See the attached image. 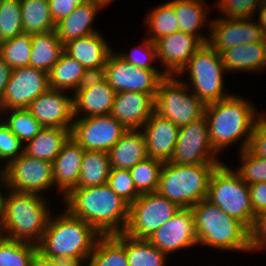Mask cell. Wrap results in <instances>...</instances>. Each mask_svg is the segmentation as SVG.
<instances>
[{
    "label": "cell",
    "instance_id": "f546056e",
    "mask_svg": "<svg viewBox=\"0 0 266 266\" xmlns=\"http://www.w3.org/2000/svg\"><path fill=\"white\" fill-rule=\"evenodd\" d=\"M70 130L58 127H43L32 140L24 145V153L52 163L70 138Z\"/></svg>",
    "mask_w": 266,
    "mask_h": 266
},
{
    "label": "cell",
    "instance_id": "ee69618b",
    "mask_svg": "<svg viewBox=\"0 0 266 266\" xmlns=\"http://www.w3.org/2000/svg\"><path fill=\"white\" fill-rule=\"evenodd\" d=\"M107 185L129 205L137 200L140 194L135 188L130 170L111 169Z\"/></svg>",
    "mask_w": 266,
    "mask_h": 266
},
{
    "label": "cell",
    "instance_id": "836d02e7",
    "mask_svg": "<svg viewBox=\"0 0 266 266\" xmlns=\"http://www.w3.org/2000/svg\"><path fill=\"white\" fill-rule=\"evenodd\" d=\"M20 2L23 33H46L56 28L48 0H20Z\"/></svg>",
    "mask_w": 266,
    "mask_h": 266
},
{
    "label": "cell",
    "instance_id": "ba28073f",
    "mask_svg": "<svg viewBox=\"0 0 266 266\" xmlns=\"http://www.w3.org/2000/svg\"><path fill=\"white\" fill-rule=\"evenodd\" d=\"M206 199L251 230L255 213L251 204L249 185L225 162L213 171Z\"/></svg>",
    "mask_w": 266,
    "mask_h": 266
},
{
    "label": "cell",
    "instance_id": "d6a6232c",
    "mask_svg": "<svg viewBox=\"0 0 266 266\" xmlns=\"http://www.w3.org/2000/svg\"><path fill=\"white\" fill-rule=\"evenodd\" d=\"M110 171L111 165L107 152L85 150L81 163L79 182L75 188L107 184Z\"/></svg>",
    "mask_w": 266,
    "mask_h": 266
},
{
    "label": "cell",
    "instance_id": "d590c367",
    "mask_svg": "<svg viewBox=\"0 0 266 266\" xmlns=\"http://www.w3.org/2000/svg\"><path fill=\"white\" fill-rule=\"evenodd\" d=\"M125 251L129 266H167L168 256L147 239L125 234Z\"/></svg>",
    "mask_w": 266,
    "mask_h": 266
},
{
    "label": "cell",
    "instance_id": "44dd1931",
    "mask_svg": "<svg viewBox=\"0 0 266 266\" xmlns=\"http://www.w3.org/2000/svg\"><path fill=\"white\" fill-rule=\"evenodd\" d=\"M155 96L142 92L116 93L110 114L127 130H140L154 113Z\"/></svg>",
    "mask_w": 266,
    "mask_h": 266
},
{
    "label": "cell",
    "instance_id": "681fc988",
    "mask_svg": "<svg viewBox=\"0 0 266 266\" xmlns=\"http://www.w3.org/2000/svg\"><path fill=\"white\" fill-rule=\"evenodd\" d=\"M52 20L56 24L77 8V0H48Z\"/></svg>",
    "mask_w": 266,
    "mask_h": 266
},
{
    "label": "cell",
    "instance_id": "1f68e13d",
    "mask_svg": "<svg viewBox=\"0 0 266 266\" xmlns=\"http://www.w3.org/2000/svg\"><path fill=\"white\" fill-rule=\"evenodd\" d=\"M86 266H129L125 251V233L101 235Z\"/></svg>",
    "mask_w": 266,
    "mask_h": 266
},
{
    "label": "cell",
    "instance_id": "603a6c76",
    "mask_svg": "<svg viewBox=\"0 0 266 266\" xmlns=\"http://www.w3.org/2000/svg\"><path fill=\"white\" fill-rule=\"evenodd\" d=\"M179 127L172 121L153 113L140 129L144 135L150 158L169 162L179 135Z\"/></svg>",
    "mask_w": 266,
    "mask_h": 266
},
{
    "label": "cell",
    "instance_id": "9c48e42d",
    "mask_svg": "<svg viewBox=\"0 0 266 266\" xmlns=\"http://www.w3.org/2000/svg\"><path fill=\"white\" fill-rule=\"evenodd\" d=\"M205 105L177 76H166L158 85L154 112L179 128L204 116Z\"/></svg>",
    "mask_w": 266,
    "mask_h": 266
},
{
    "label": "cell",
    "instance_id": "277c9868",
    "mask_svg": "<svg viewBox=\"0 0 266 266\" xmlns=\"http://www.w3.org/2000/svg\"><path fill=\"white\" fill-rule=\"evenodd\" d=\"M46 197L8 189L0 236L38 245L52 214Z\"/></svg>",
    "mask_w": 266,
    "mask_h": 266
},
{
    "label": "cell",
    "instance_id": "74e56055",
    "mask_svg": "<svg viewBox=\"0 0 266 266\" xmlns=\"http://www.w3.org/2000/svg\"><path fill=\"white\" fill-rule=\"evenodd\" d=\"M38 246L0 236V266H32Z\"/></svg>",
    "mask_w": 266,
    "mask_h": 266
},
{
    "label": "cell",
    "instance_id": "cb8c5ba5",
    "mask_svg": "<svg viewBox=\"0 0 266 266\" xmlns=\"http://www.w3.org/2000/svg\"><path fill=\"white\" fill-rule=\"evenodd\" d=\"M85 150L71 137L52 162L54 188L58 197L64 198L79 182L81 163Z\"/></svg>",
    "mask_w": 266,
    "mask_h": 266
},
{
    "label": "cell",
    "instance_id": "7a4b0ae2",
    "mask_svg": "<svg viewBox=\"0 0 266 266\" xmlns=\"http://www.w3.org/2000/svg\"><path fill=\"white\" fill-rule=\"evenodd\" d=\"M252 102L233 93L205 106L204 116L208 123L211 146L218 155L223 149L239 142L238 152L247 149L254 125L263 113Z\"/></svg>",
    "mask_w": 266,
    "mask_h": 266
},
{
    "label": "cell",
    "instance_id": "bcb514c9",
    "mask_svg": "<svg viewBox=\"0 0 266 266\" xmlns=\"http://www.w3.org/2000/svg\"><path fill=\"white\" fill-rule=\"evenodd\" d=\"M24 153V144L0 118V164L4 168Z\"/></svg>",
    "mask_w": 266,
    "mask_h": 266
},
{
    "label": "cell",
    "instance_id": "8992f818",
    "mask_svg": "<svg viewBox=\"0 0 266 266\" xmlns=\"http://www.w3.org/2000/svg\"><path fill=\"white\" fill-rule=\"evenodd\" d=\"M221 163L175 164L165 162L157 192L180 208H191L206 199L211 175Z\"/></svg>",
    "mask_w": 266,
    "mask_h": 266
},
{
    "label": "cell",
    "instance_id": "680465c9",
    "mask_svg": "<svg viewBox=\"0 0 266 266\" xmlns=\"http://www.w3.org/2000/svg\"><path fill=\"white\" fill-rule=\"evenodd\" d=\"M87 1H89V0H77V6L82 5V4L86 3Z\"/></svg>",
    "mask_w": 266,
    "mask_h": 266
},
{
    "label": "cell",
    "instance_id": "db71d44e",
    "mask_svg": "<svg viewBox=\"0 0 266 266\" xmlns=\"http://www.w3.org/2000/svg\"><path fill=\"white\" fill-rule=\"evenodd\" d=\"M256 15L258 16H255V19H257L256 21L258 25L266 35V3L260 4L259 8L257 9Z\"/></svg>",
    "mask_w": 266,
    "mask_h": 266
},
{
    "label": "cell",
    "instance_id": "91938a15",
    "mask_svg": "<svg viewBox=\"0 0 266 266\" xmlns=\"http://www.w3.org/2000/svg\"><path fill=\"white\" fill-rule=\"evenodd\" d=\"M260 4L266 3V0H259Z\"/></svg>",
    "mask_w": 266,
    "mask_h": 266
},
{
    "label": "cell",
    "instance_id": "484cf974",
    "mask_svg": "<svg viewBox=\"0 0 266 266\" xmlns=\"http://www.w3.org/2000/svg\"><path fill=\"white\" fill-rule=\"evenodd\" d=\"M103 8L101 4L89 0L57 22L55 30L62 44L99 32L93 22Z\"/></svg>",
    "mask_w": 266,
    "mask_h": 266
},
{
    "label": "cell",
    "instance_id": "c3c4849f",
    "mask_svg": "<svg viewBox=\"0 0 266 266\" xmlns=\"http://www.w3.org/2000/svg\"><path fill=\"white\" fill-rule=\"evenodd\" d=\"M250 246L252 253L266 251V211L256 215L250 230Z\"/></svg>",
    "mask_w": 266,
    "mask_h": 266
},
{
    "label": "cell",
    "instance_id": "e0dca14e",
    "mask_svg": "<svg viewBox=\"0 0 266 266\" xmlns=\"http://www.w3.org/2000/svg\"><path fill=\"white\" fill-rule=\"evenodd\" d=\"M168 257L186 248L198 246V238L190 208H181L169 221L158 228L148 239Z\"/></svg>",
    "mask_w": 266,
    "mask_h": 266
},
{
    "label": "cell",
    "instance_id": "f907efd6",
    "mask_svg": "<svg viewBox=\"0 0 266 266\" xmlns=\"http://www.w3.org/2000/svg\"><path fill=\"white\" fill-rule=\"evenodd\" d=\"M251 204L257 214L266 211V182L252 183L249 185Z\"/></svg>",
    "mask_w": 266,
    "mask_h": 266
},
{
    "label": "cell",
    "instance_id": "52a82bcc",
    "mask_svg": "<svg viewBox=\"0 0 266 266\" xmlns=\"http://www.w3.org/2000/svg\"><path fill=\"white\" fill-rule=\"evenodd\" d=\"M227 73L220 54L206 43L190 58L177 77L206 106L234 93H230L224 86V75ZM182 75L188 76L186 80L181 79Z\"/></svg>",
    "mask_w": 266,
    "mask_h": 266
},
{
    "label": "cell",
    "instance_id": "4316f807",
    "mask_svg": "<svg viewBox=\"0 0 266 266\" xmlns=\"http://www.w3.org/2000/svg\"><path fill=\"white\" fill-rule=\"evenodd\" d=\"M168 2L174 7L180 31L197 36L206 44L210 36L212 21L208 19L211 7L206 4V0H168ZM203 28L208 30L207 35L202 34Z\"/></svg>",
    "mask_w": 266,
    "mask_h": 266
},
{
    "label": "cell",
    "instance_id": "8fae6325",
    "mask_svg": "<svg viewBox=\"0 0 266 266\" xmlns=\"http://www.w3.org/2000/svg\"><path fill=\"white\" fill-rule=\"evenodd\" d=\"M119 92L156 94L159 82L166 77L162 70H145L122 59L114 50L108 56L101 74Z\"/></svg>",
    "mask_w": 266,
    "mask_h": 266
},
{
    "label": "cell",
    "instance_id": "11a10c76",
    "mask_svg": "<svg viewBox=\"0 0 266 266\" xmlns=\"http://www.w3.org/2000/svg\"><path fill=\"white\" fill-rule=\"evenodd\" d=\"M7 190H8V186L6 184L5 178H3L0 181V222H1V220L3 218V214H4V200H5V195H6Z\"/></svg>",
    "mask_w": 266,
    "mask_h": 266
},
{
    "label": "cell",
    "instance_id": "7bdbcfd3",
    "mask_svg": "<svg viewBox=\"0 0 266 266\" xmlns=\"http://www.w3.org/2000/svg\"><path fill=\"white\" fill-rule=\"evenodd\" d=\"M239 153L240 165L234 169L247 184L266 182V159L252 155L247 149Z\"/></svg>",
    "mask_w": 266,
    "mask_h": 266
},
{
    "label": "cell",
    "instance_id": "6f0895ef",
    "mask_svg": "<svg viewBox=\"0 0 266 266\" xmlns=\"http://www.w3.org/2000/svg\"><path fill=\"white\" fill-rule=\"evenodd\" d=\"M4 178V167L0 164V181Z\"/></svg>",
    "mask_w": 266,
    "mask_h": 266
},
{
    "label": "cell",
    "instance_id": "8d00e7d4",
    "mask_svg": "<svg viewBox=\"0 0 266 266\" xmlns=\"http://www.w3.org/2000/svg\"><path fill=\"white\" fill-rule=\"evenodd\" d=\"M0 118L24 145L43 128L27 109L0 110Z\"/></svg>",
    "mask_w": 266,
    "mask_h": 266
},
{
    "label": "cell",
    "instance_id": "7c38bea8",
    "mask_svg": "<svg viewBox=\"0 0 266 266\" xmlns=\"http://www.w3.org/2000/svg\"><path fill=\"white\" fill-rule=\"evenodd\" d=\"M8 189L45 197L54 187L52 163L23 153L4 168Z\"/></svg>",
    "mask_w": 266,
    "mask_h": 266
},
{
    "label": "cell",
    "instance_id": "ac0fdd59",
    "mask_svg": "<svg viewBox=\"0 0 266 266\" xmlns=\"http://www.w3.org/2000/svg\"><path fill=\"white\" fill-rule=\"evenodd\" d=\"M203 45L197 36L183 31L163 36L155 41L157 63L166 76H177Z\"/></svg>",
    "mask_w": 266,
    "mask_h": 266
},
{
    "label": "cell",
    "instance_id": "5b68a950",
    "mask_svg": "<svg viewBox=\"0 0 266 266\" xmlns=\"http://www.w3.org/2000/svg\"><path fill=\"white\" fill-rule=\"evenodd\" d=\"M198 245L223 251L252 252L250 231L207 199L191 208Z\"/></svg>",
    "mask_w": 266,
    "mask_h": 266
},
{
    "label": "cell",
    "instance_id": "9a60e30c",
    "mask_svg": "<svg viewBox=\"0 0 266 266\" xmlns=\"http://www.w3.org/2000/svg\"><path fill=\"white\" fill-rule=\"evenodd\" d=\"M48 89V73L31 66L13 69L0 101V110L27 109Z\"/></svg>",
    "mask_w": 266,
    "mask_h": 266
},
{
    "label": "cell",
    "instance_id": "e575fe53",
    "mask_svg": "<svg viewBox=\"0 0 266 266\" xmlns=\"http://www.w3.org/2000/svg\"><path fill=\"white\" fill-rule=\"evenodd\" d=\"M154 7L149 9L150 12H147L146 18L144 19L145 25L143 26L147 28L144 34L147 33V38L155 42L163 36L180 31L179 21L174 7L168 1Z\"/></svg>",
    "mask_w": 266,
    "mask_h": 266
},
{
    "label": "cell",
    "instance_id": "ffe728a7",
    "mask_svg": "<svg viewBox=\"0 0 266 266\" xmlns=\"http://www.w3.org/2000/svg\"><path fill=\"white\" fill-rule=\"evenodd\" d=\"M116 92L101 75L90 78L73 93L74 118L109 115Z\"/></svg>",
    "mask_w": 266,
    "mask_h": 266
},
{
    "label": "cell",
    "instance_id": "f6af8a7d",
    "mask_svg": "<svg viewBox=\"0 0 266 266\" xmlns=\"http://www.w3.org/2000/svg\"><path fill=\"white\" fill-rule=\"evenodd\" d=\"M260 6L259 0H216L214 9L224 18H254Z\"/></svg>",
    "mask_w": 266,
    "mask_h": 266
},
{
    "label": "cell",
    "instance_id": "d6986e66",
    "mask_svg": "<svg viewBox=\"0 0 266 266\" xmlns=\"http://www.w3.org/2000/svg\"><path fill=\"white\" fill-rule=\"evenodd\" d=\"M27 110L43 127L71 129L74 122L73 94L49 88L33 100Z\"/></svg>",
    "mask_w": 266,
    "mask_h": 266
},
{
    "label": "cell",
    "instance_id": "4fadbf2b",
    "mask_svg": "<svg viewBox=\"0 0 266 266\" xmlns=\"http://www.w3.org/2000/svg\"><path fill=\"white\" fill-rule=\"evenodd\" d=\"M128 130L111 114L74 118L70 137L84 150H109Z\"/></svg>",
    "mask_w": 266,
    "mask_h": 266
},
{
    "label": "cell",
    "instance_id": "f5cc1de1",
    "mask_svg": "<svg viewBox=\"0 0 266 266\" xmlns=\"http://www.w3.org/2000/svg\"><path fill=\"white\" fill-rule=\"evenodd\" d=\"M11 67L7 65L4 60L0 57V101L4 95L6 85L11 75Z\"/></svg>",
    "mask_w": 266,
    "mask_h": 266
},
{
    "label": "cell",
    "instance_id": "d4e9b609",
    "mask_svg": "<svg viewBox=\"0 0 266 266\" xmlns=\"http://www.w3.org/2000/svg\"><path fill=\"white\" fill-rule=\"evenodd\" d=\"M220 56L230 75L237 72L262 73L266 70V40L234 46L222 51Z\"/></svg>",
    "mask_w": 266,
    "mask_h": 266
},
{
    "label": "cell",
    "instance_id": "9f6ffc18",
    "mask_svg": "<svg viewBox=\"0 0 266 266\" xmlns=\"http://www.w3.org/2000/svg\"><path fill=\"white\" fill-rule=\"evenodd\" d=\"M91 1L101 4L105 9L107 6L111 5L112 1L114 0H91Z\"/></svg>",
    "mask_w": 266,
    "mask_h": 266
},
{
    "label": "cell",
    "instance_id": "60d3db41",
    "mask_svg": "<svg viewBox=\"0 0 266 266\" xmlns=\"http://www.w3.org/2000/svg\"><path fill=\"white\" fill-rule=\"evenodd\" d=\"M23 33L20 0H0V37L2 42Z\"/></svg>",
    "mask_w": 266,
    "mask_h": 266
},
{
    "label": "cell",
    "instance_id": "5bb4252c",
    "mask_svg": "<svg viewBox=\"0 0 266 266\" xmlns=\"http://www.w3.org/2000/svg\"><path fill=\"white\" fill-rule=\"evenodd\" d=\"M211 146L206 117L180 127L179 135L169 160L175 164L223 163Z\"/></svg>",
    "mask_w": 266,
    "mask_h": 266
},
{
    "label": "cell",
    "instance_id": "6da1fadb",
    "mask_svg": "<svg viewBox=\"0 0 266 266\" xmlns=\"http://www.w3.org/2000/svg\"><path fill=\"white\" fill-rule=\"evenodd\" d=\"M62 201L64 208L90 224L100 235L125 232L129 220V204L107 184L73 188Z\"/></svg>",
    "mask_w": 266,
    "mask_h": 266
},
{
    "label": "cell",
    "instance_id": "83f0119b",
    "mask_svg": "<svg viewBox=\"0 0 266 266\" xmlns=\"http://www.w3.org/2000/svg\"><path fill=\"white\" fill-rule=\"evenodd\" d=\"M108 155L111 169L130 170L147 159L149 156L142 131L128 130L109 150Z\"/></svg>",
    "mask_w": 266,
    "mask_h": 266
},
{
    "label": "cell",
    "instance_id": "b9f144b4",
    "mask_svg": "<svg viewBox=\"0 0 266 266\" xmlns=\"http://www.w3.org/2000/svg\"><path fill=\"white\" fill-rule=\"evenodd\" d=\"M142 42L138 45H134L129 51H115L126 62L145 70H160L157 66V52L155 42L149 38H142ZM153 61L154 64L153 65Z\"/></svg>",
    "mask_w": 266,
    "mask_h": 266
},
{
    "label": "cell",
    "instance_id": "2e32d148",
    "mask_svg": "<svg viewBox=\"0 0 266 266\" xmlns=\"http://www.w3.org/2000/svg\"><path fill=\"white\" fill-rule=\"evenodd\" d=\"M266 40L261 27L254 18L214 17L211 21L208 44L220 54L234 46Z\"/></svg>",
    "mask_w": 266,
    "mask_h": 266
},
{
    "label": "cell",
    "instance_id": "7dc6e473",
    "mask_svg": "<svg viewBox=\"0 0 266 266\" xmlns=\"http://www.w3.org/2000/svg\"><path fill=\"white\" fill-rule=\"evenodd\" d=\"M247 150L254 156L266 159V112L258 117Z\"/></svg>",
    "mask_w": 266,
    "mask_h": 266
},
{
    "label": "cell",
    "instance_id": "f1b7e54d",
    "mask_svg": "<svg viewBox=\"0 0 266 266\" xmlns=\"http://www.w3.org/2000/svg\"><path fill=\"white\" fill-rule=\"evenodd\" d=\"M91 74L74 58L61 53L57 64L49 71V88L71 92L79 89Z\"/></svg>",
    "mask_w": 266,
    "mask_h": 266
},
{
    "label": "cell",
    "instance_id": "f35d334b",
    "mask_svg": "<svg viewBox=\"0 0 266 266\" xmlns=\"http://www.w3.org/2000/svg\"><path fill=\"white\" fill-rule=\"evenodd\" d=\"M31 34L22 33L0 44V57L11 69L30 66Z\"/></svg>",
    "mask_w": 266,
    "mask_h": 266
},
{
    "label": "cell",
    "instance_id": "4dcf8cb0",
    "mask_svg": "<svg viewBox=\"0 0 266 266\" xmlns=\"http://www.w3.org/2000/svg\"><path fill=\"white\" fill-rule=\"evenodd\" d=\"M30 66L46 73L57 64L63 50V44L56 30L31 34Z\"/></svg>",
    "mask_w": 266,
    "mask_h": 266
},
{
    "label": "cell",
    "instance_id": "ab89813d",
    "mask_svg": "<svg viewBox=\"0 0 266 266\" xmlns=\"http://www.w3.org/2000/svg\"><path fill=\"white\" fill-rule=\"evenodd\" d=\"M163 165L164 162L148 157L130 169L135 188L140 195L157 192Z\"/></svg>",
    "mask_w": 266,
    "mask_h": 266
},
{
    "label": "cell",
    "instance_id": "7402d4cb",
    "mask_svg": "<svg viewBox=\"0 0 266 266\" xmlns=\"http://www.w3.org/2000/svg\"><path fill=\"white\" fill-rule=\"evenodd\" d=\"M101 31L71 40L63 45L66 54L76 59L91 75L102 74L114 50Z\"/></svg>",
    "mask_w": 266,
    "mask_h": 266
},
{
    "label": "cell",
    "instance_id": "30bf717a",
    "mask_svg": "<svg viewBox=\"0 0 266 266\" xmlns=\"http://www.w3.org/2000/svg\"><path fill=\"white\" fill-rule=\"evenodd\" d=\"M180 209L158 192L142 194L129 205V220L124 233L136 239H148Z\"/></svg>",
    "mask_w": 266,
    "mask_h": 266
},
{
    "label": "cell",
    "instance_id": "3957f363",
    "mask_svg": "<svg viewBox=\"0 0 266 266\" xmlns=\"http://www.w3.org/2000/svg\"><path fill=\"white\" fill-rule=\"evenodd\" d=\"M56 215V216H55ZM101 235L87 222L73 216L66 208L51 214L38 251L53 259H64L86 266Z\"/></svg>",
    "mask_w": 266,
    "mask_h": 266
},
{
    "label": "cell",
    "instance_id": "816d5d0a",
    "mask_svg": "<svg viewBox=\"0 0 266 266\" xmlns=\"http://www.w3.org/2000/svg\"><path fill=\"white\" fill-rule=\"evenodd\" d=\"M32 266H81L75 262L64 259H53L37 251Z\"/></svg>",
    "mask_w": 266,
    "mask_h": 266
}]
</instances>
